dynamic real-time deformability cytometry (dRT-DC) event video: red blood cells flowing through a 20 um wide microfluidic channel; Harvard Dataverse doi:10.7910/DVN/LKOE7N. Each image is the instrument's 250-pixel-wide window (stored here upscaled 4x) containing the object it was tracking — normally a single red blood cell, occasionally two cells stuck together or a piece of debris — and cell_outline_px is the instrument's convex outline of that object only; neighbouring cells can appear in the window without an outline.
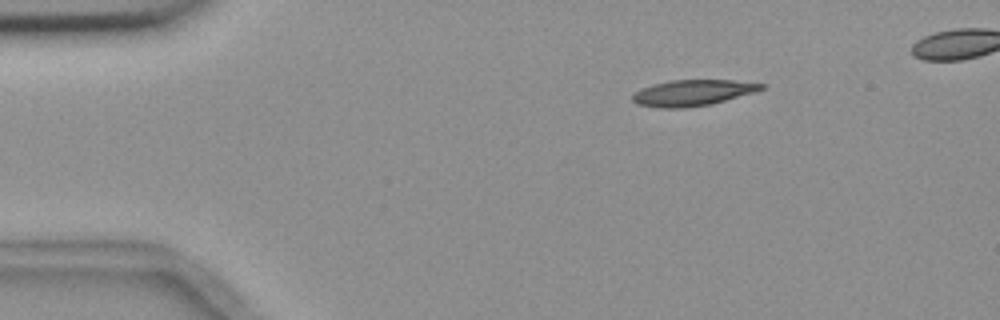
{"species": "common noctule bat (a hibernating species)", "species_latin": "Nyctalus noctula", "temperature_condition": "room temperature", "stored_images_in_passage": 4, "camera_frame_rate_fps": 3000, "um_per_image_px": 0.085, "animal": {"sex": "female", "body_mass_g": 18.4}, "frame": {"image": 1, "passage_image": 1, "time_ms": 0.0, "image_size_px": [1000, 320], "cell_outline_px": [[768, 84], [764, 88], [756, 92], [712, 104], [684, 108], [660, 108], [636, 104], [632, 100], [632, 96], [640, 88], [652, 84], [672, 80], [732, 80]], "centroid_in_image_um": [58.89, 7.89], "position_along_channel_um": 26.1, "area_um2": 19.71}}